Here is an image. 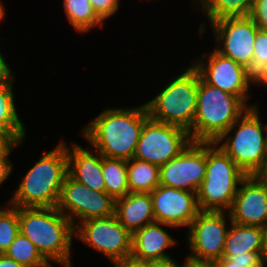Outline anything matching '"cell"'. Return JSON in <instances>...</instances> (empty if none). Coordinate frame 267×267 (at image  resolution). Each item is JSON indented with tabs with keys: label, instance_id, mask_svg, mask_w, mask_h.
Instances as JSON below:
<instances>
[{
	"label": "cell",
	"instance_id": "52a82bcc",
	"mask_svg": "<svg viewBox=\"0 0 267 267\" xmlns=\"http://www.w3.org/2000/svg\"><path fill=\"white\" fill-rule=\"evenodd\" d=\"M199 79V72L190 65L170 80L156 97L145 103L149 117L189 131L196 114Z\"/></svg>",
	"mask_w": 267,
	"mask_h": 267
},
{
	"label": "cell",
	"instance_id": "7a4b0ae2",
	"mask_svg": "<svg viewBox=\"0 0 267 267\" xmlns=\"http://www.w3.org/2000/svg\"><path fill=\"white\" fill-rule=\"evenodd\" d=\"M19 232L50 263L71 267L72 222L56 207H18Z\"/></svg>",
	"mask_w": 267,
	"mask_h": 267
},
{
	"label": "cell",
	"instance_id": "836d02e7",
	"mask_svg": "<svg viewBox=\"0 0 267 267\" xmlns=\"http://www.w3.org/2000/svg\"><path fill=\"white\" fill-rule=\"evenodd\" d=\"M16 140L6 131L0 130V155L4 154Z\"/></svg>",
	"mask_w": 267,
	"mask_h": 267
},
{
	"label": "cell",
	"instance_id": "cb8c5ba5",
	"mask_svg": "<svg viewBox=\"0 0 267 267\" xmlns=\"http://www.w3.org/2000/svg\"><path fill=\"white\" fill-rule=\"evenodd\" d=\"M102 173L105 192L114 200L129 193L126 160L106 158L102 155Z\"/></svg>",
	"mask_w": 267,
	"mask_h": 267
},
{
	"label": "cell",
	"instance_id": "83f0119b",
	"mask_svg": "<svg viewBox=\"0 0 267 267\" xmlns=\"http://www.w3.org/2000/svg\"><path fill=\"white\" fill-rule=\"evenodd\" d=\"M267 67V31L258 30L254 42V53L248 72L255 77Z\"/></svg>",
	"mask_w": 267,
	"mask_h": 267
},
{
	"label": "cell",
	"instance_id": "277c9868",
	"mask_svg": "<svg viewBox=\"0 0 267 267\" xmlns=\"http://www.w3.org/2000/svg\"><path fill=\"white\" fill-rule=\"evenodd\" d=\"M259 115L258 105L250 107L214 142L246 176L261 175L267 166V124Z\"/></svg>",
	"mask_w": 267,
	"mask_h": 267
},
{
	"label": "cell",
	"instance_id": "603a6c76",
	"mask_svg": "<svg viewBox=\"0 0 267 267\" xmlns=\"http://www.w3.org/2000/svg\"><path fill=\"white\" fill-rule=\"evenodd\" d=\"M202 4L200 9L211 22L229 18L249 16L254 0H194Z\"/></svg>",
	"mask_w": 267,
	"mask_h": 267
},
{
	"label": "cell",
	"instance_id": "6da1fadb",
	"mask_svg": "<svg viewBox=\"0 0 267 267\" xmlns=\"http://www.w3.org/2000/svg\"><path fill=\"white\" fill-rule=\"evenodd\" d=\"M149 118L146 105L108 108L82 129V136L106 158L128 161L134 157L141 129Z\"/></svg>",
	"mask_w": 267,
	"mask_h": 267
},
{
	"label": "cell",
	"instance_id": "5bb4252c",
	"mask_svg": "<svg viewBox=\"0 0 267 267\" xmlns=\"http://www.w3.org/2000/svg\"><path fill=\"white\" fill-rule=\"evenodd\" d=\"M210 24L218 45L215 49L248 69L252 63L254 42L259 30L254 21L249 16L229 17Z\"/></svg>",
	"mask_w": 267,
	"mask_h": 267
},
{
	"label": "cell",
	"instance_id": "74e56055",
	"mask_svg": "<svg viewBox=\"0 0 267 267\" xmlns=\"http://www.w3.org/2000/svg\"><path fill=\"white\" fill-rule=\"evenodd\" d=\"M0 267H26V266L17 263L15 260L6 256L5 254H0Z\"/></svg>",
	"mask_w": 267,
	"mask_h": 267
},
{
	"label": "cell",
	"instance_id": "f35d334b",
	"mask_svg": "<svg viewBox=\"0 0 267 267\" xmlns=\"http://www.w3.org/2000/svg\"><path fill=\"white\" fill-rule=\"evenodd\" d=\"M254 83L255 85H267V67L254 77Z\"/></svg>",
	"mask_w": 267,
	"mask_h": 267
},
{
	"label": "cell",
	"instance_id": "1f68e13d",
	"mask_svg": "<svg viewBox=\"0 0 267 267\" xmlns=\"http://www.w3.org/2000/svg\"><path fill=\"white\" fill-rule=\"evenodd\" d=\"M23 141H16L4 154L0 155V185L5 182L9 175L13 172V164L8 155L18 145H22Z\"/></svg>",
	"mask_w": 267,
	"mask_h": 267
},
{
	"label": "cell",
	"instance_id": "d590c367",
	"mask_svg": "<svg viewBox=\"0 0 267 267\" xmlns=\"http://www.w3.org/2000/svg\"><path fill=\"white\" fill-rule=\"evenodd\" d=\"M179 264L173 258L149 261V267H181V264Z\"/></svg>",
	"mask_w": 267,
	"mask_h": 267
},
{
	"label": "cell",
	"instance_id": "44dd1931",
	"mask_svg": "<svg viewBox=\"0 0 267 267\" xmlns=\"http://www.w3.org/2000/svg\"><path fill=\"white\" fill-rule=\"evenodd\" d=\"M127 176L130 193H151L160 185L159 167L147 161L129 159Z\"/></svg>",
	"mask_w": 267,
	"mask_h": 267
},
{
	"label": "cell",
	"instance_id": "e575fe53",
	"mask_svg": "<svg viewBox=\"0 0 267 267\" xmlns=\"http://www.w3.org/2000/svg\"><path fill=\"white\" fill-rule=\"evenodd\" d=\"M181 267H215L213 261L197 260L186 256Z\"/></svg>",
	"mask_w": 267,
	"mask_h": 267
},
{
	"label": "cell",
	"instance_id": "7bdbcfd3",
	"mask_svg": "<svg viewBox=\"0 0 267 267\" xmlns=\"http://www.w3.org/2000/svg\"><path fill=\"white\" fill-rule=\"evenodd\" d=\"M3 3H1L0 0V21L3 19V17L5 16V7H3L4 5H2Z\"/></svg>",
	"mask_w": 267,
	"mask_h": 267
},
{
	"label": "cell",
	"instance_id": "484cf974",
	"mask_svg": "<svg viewBox=\"0 0 267 267\" xmlns=\"http://www.w3.org/2000/svg\"><path fill=\"white\" fill-rule=\"evenodd\" d=\"M4 254L26 267H52L36 246L20 232Z\"/></svg>",
	"mask_w": 267,
	"mask_h": 267
},
{
	"label": "cell",
	"instance_id": "8fae6325",
	"mask_svg": "<svg viewBox=\"0 0 267 267\" xmlns=\"http://www.w3.org/2000/svg\"><path fill=\"white\" fill-rule=\"evenodd\" d=\"M202 55L203 57L198 58L199 60L192 64V66L199 72L200 77L207 84L219 88L226 93L238 96L249 108L257 106L256 104H247L250 99L248 92L250 85L254 84V77L245 66L222 55L216 49L209 55L205 53Z\"/></svg>",
	"mask_w": 267,
	"mask_h": 267
},
{
	"label": "cell",
	"instance_id": "4dcf8cb0",
	"mask_svg": "<svg viewBox=\"0 0 267 267\" xmlns=\"http://www.w3.org/2000/svg\"><path fill=\"white\" fill-rule=\"evenodd\" d=\"M229 262L239 265H265L263 252H244L236 256H222Z\"/></svg>",
	"mask_w": 267,
	"mask_h": 267
},
{
	"label": "cell",
	"instance_id": "e0dca14e",
	"mask_svg": "<svg viewBox=\"0 0 267 267\" xmlns=\"http://www.w3.org/2000/svg\"><path fill=\"white\" fill-rule=\"evenodd\" d=\"M70 147L72 149L66 144L68 174L91 190L105 192L102 155L93 147L91 151L76 143H71Z\"/></svg>",
	"mask_w": 267,
	"mask_h": 267
},
{
	"label": "cell",
	"instance_id": "8d00e7d4",
	"mask_svg": "<svg viewBox=\"0 0 267 267\" xmlns=\"http://www.w3.org/2000/svg\"><path fill=\"white\" fill-rule=\"evenodd\" d=\"M215 267H265L266 265H239L229 262L226 258L214 261Z\"/></svg>",
	"mask_w": 267,
	"mask_h": 267
},
{
	"label": "cell",
	"instance_id": "f546056e",
	"mask_svg": "<svg viewBox=\"0 0 267 267\" xmlns=\"http://www.w3.org/2000/svg\"><path fill=\"white\" fill-rule=\"evenodd\" d=\"M249 17L259 30L267 31V0H254Z\"/></svg>",
	"mask_w": 267,
	"mask_h": 267
},
{
	"label": "cell",
	"instance_id": "7c38bea8",
	"mask_svg": "<svg viewBox=\"0 0 267 267\" xmlns=\"http://www.w3.org/2000/svg\"><path fill=\"white\" fill-rule=\"evenodd\" d=\"M226 218H230L229 212L200 211L198 213L188 227L187 240L192 252L189 257L213 262L222 258L230 228V225L227 227Z\"/></svg>",
	"mask_w": 267,
	"mask_h": 267
},
{
	"label": "cell",
	"instance_id": "7402d4cb",
	"mask_svg": "<svg viewBox=\"0 0 267 267\" xmlns=\"http://www.w3.org/2000/svg\"><path fill=\"white\" fill-rule=\"evenodd\" d=\"M14 79L0 89V130L8 132L16 141H24L26 129L15 106L12 89Z\"/></svg>",
	"mask_w": 267,
	"mask_h": 267
},
{
	"label": "cell",
	"instance_id": "9c48e42d",
	"mask_svg": "<svg viewBox=\"0 0 267 267\" xmlns=\"http://www.w3.org/2000/svg\"><path fill=\"white\" fill-rule=\"evenodd\" d=\"M56 208L73 224L74 228L87 219L114 215L115 200L106 192L91 190L66 174ZM80 219L76 223V218Z\"/></svg>",
	"mask_w": 267,
	"mask_h": 267
},
{
	"label": "cell",
	"instance_id": "30bf717a",
	"mask_svg": "<svg viewBox=\"0 0 267 267\" xmlns=\"http://www.w3.org/2000/svg\"><path fill=\"white\" fill-rule=\"evenodd\" d=\"M74 236L104 254L111 262L131 256L132 234L115 215L80 222L74 228Z\"/></svg>",
	"mask_w": 267,
	"mask_h": 267
},
{
	"label": "cell",
	"instance_id": "ab89813d",
	"mask_svg": "<svg viewBox=\"0 0 267 267\" xmlns=\"http://www.w3.org/2000/svg\"><path fill=\"white\" fill-rule=\"evenodd\" d=\"M14 77L12 72H0V89Z\"/></svg>",
	"mask_w": 267,
	"mask_h": 267
},
{
	"label": "cell",
	"instance_id": "d6a6232c",
	"mask_svg": "<svg viewBox=\"0 0 267 267\" xmlns=\"http://www.w3.org/2000/svg\"><path fill=\"white\" fill-rule=\"evenodd\" d=\"M115 267H149V261L139 260L132 256L112 261Z\"/></svg>",
	"mask_w": 267,
	"mask_h": 267
},
{
	"label": "cell",
	"instance_id": "4fadbf2b",
	"mask_svg": "<svg viewBox=\"0 0 267 267\" xmlns=\"http://www.w3.org/2000/svg\"><path fill=\"white\" fill-rule=\"evenodd\" d=\"M206 166L207 142L191 141L178 156L159 167L160 185L197 193Z\"/></svg>",
	"mask_w": 267,
	"mask_h": 267
},
{
	"label": "cell",
	"instance_id": "ffe728a7",
	"mask_svg": "<svg viewBox=\"0 0 267 267\" xmlns=\"http://www.w3.org/2000/svg\"><path fill=\"white\" fill-rule=\"evenodd\" d=\"M222 256H236L244 252H263L264 228L260 226L240 225L231 222Z\"/></svg>",
	"mask_w": 267,
	"mask_h": 267
},
{
	"label": "cell",
	"instance_id": "ee69618b",
	"mask_svg": "<svg viewBox=\"0 0 267 267\" xmlns=\"http://www.w3.org/2000/svg\"><path fill=\"white\" fill-rule=\"evenodd\" d=\"M260 176L267 182V166H266L264 172Z\"/></svg>",
	"mask_w": 267,
	"mask_h": 267
},
{
	"label": "cell",
	"instance_id": "b9f144b4",
	"mask_svg": "<svg viewBox=\"0 0 267 267\" xmlns=\"http://www.w3.org/2000/svg\"><path fill=\"white\" fill-rule=\"evenodd\" d=\"M263 258L265 264H267V227L264 228V250H263Z\"/></svg>",
	"mask_w": 267,
	"mask_h": 267
},
{
	"label": "cell",
	"instance_id": "4316f807",
	"mask_svg": "<svg viewBox=\"0 0 267 267\" xmlns=\"http://www.w3.org/2000/svg\"><path fill=\"white\" fill-rule=\"evenodd\" d=\"M0 208V254H4L19 233L18 207Z\"/></svg>",
	"mask_w": 267,
	"mask_h": 267
},
{
	"label": "cell",
	"instance_id": "ac0fdd59",
	"mask_svg": "<svg viewBox=\"0 0 267 267\" xmlns=\"http://www.w3.org/2000/svg\"><path fill=\"white\" fill-rule=\"evenodd\" d=\"M161 225V226H160ZM163 226H170L160 222L145 225L132 234L131 256L144 261H156L171 258L165 251L176 245L174 239Z\"/></svg>",
	"mask_w": 267,
	"mask_h": 267
},
{
	"label": "cell",
	"instance_id": "9a60e30c",
	"mask_svg": "<svg viewBox=\"0 0 267 267\" xmlns=\"http://www.w3.org/2000/svg\"><path fill=\"white\" fill-rule=\"evenodd\" d=\"M150 195L155 222L189 227L200 212L195 192L159 185Z\"/></svg>",
	"mask_w": 267,
	"mask_h": 267
},
{
	"label": "cell",
	"instance_id": "d4e9b609",
	"mask_svg": "<svg viewBox=\"0 0 267 267\" xmlns=\"http://www.w3.org/2000/svg\"><path fill=\"white\" fill-rule=\"evenodd\" d=\"M63 6L68 21L79 33L90 31L93 27H102L103 22L95 13L89 0H64Z\"/></svg>",
	"mask_w": 267,
	"mask_h": 267
},
{
	"label": "cell",
	"instance_id": "ba28073f",
	"mask_svg": "<svg viewBox=\"0 0 267 267\" xmlns=\"http://www.w3.org/2000/svg\"><path fill=\"white\" fill-rule=\"evenodd\" d=\"M191 141L187 130L149 117L141 129L133 158L160 167L178 156Z\"/></svg>",
	"mask_w": 267,
	"mask_h": 267
},
{
	"label": "cell",
	"instance_id": "3957f363",
	"mask_svg": "<svg viewBox=\"0 0 267 267\" xmlns=\"http://www.w3.org/2000/svg\"><path fill=\"white\" fill-rule=\"evenodd\" d=\"M67 173L66 143L61 140L29 169L8 203L16 207H56Z\"/></svg>",
	"mask_w": 267,
	"mask_h": 267
},
{
	"label": "cell",
	"instance_id": "f1b7e54d",
	"mask_svg": "<svg viewBox=\"0 0 267 267\" xmlns=\"http://www.w3.org/2000/svg\"><path fill=\"white\" fill-rule=\"evenodd\" d=\"M97 16L104 22L115 14L119 8V0H89Z\"/></svg>",
	"mask_w": 267,
	"mask_h": 267
},
{
	"label": "cell",
	"instance_id": "d6986e66",
	"mask_svg": "<svg viewBox=\"0 0 267 267\" xmlns=\"http://www.w3.org/2000/svg\"><path fill=\"white\" fill-rule=\"evenodd\" d=\"M114 215L131 233L155 222L150 193H128L115 200Z\"/></svg>",
	"mask_w": 267,
	"mask_h": 267
},
{
	"label": "cell",
	"instance_id": "2e32d148",
	"mask_svg": "<svg viewBox=\"0 0 267 267\" xmlns=\"http://www.w3.org/2000/svg\"><path fill=\"white\" fill-rule=\"evenodd\" d=\"M229 211L231 222L267 227V182L260 175L246 176Z\"/></svg>",
	"mask_w": 267,
	"mask_h": 267
},
{
	"label": "cell",
	"instance_id": "60d3db41",
	"mask_svg": "<svg viewBox=\"0 0 267 267\" xmlns=\"http://www.w3.org/2000/svg\"><path fill=\"white\" fill-rule=\"evenodd\" d=\"M0 72H12L10 66L6 63L5 58L0 51Z\"/></svg>",
	"mask_w": 267,
	"mask_h": 267
},
{
	"label": "cell",
	"instance_id": "8992f818",
	"mask_svg": "<svg viewBox=\"0 0 267 267\" xmlns=\"http://www.w3.org/2000/svg\"><path fill=\"white\" fill-rule=\"evenodd\" d=\"M246 174L214 142H207L205 178L197 191L200 211L229 212Z\"/></svg>",
	"mask_w": 267,
	"mask_h": 267
},
{
	"label": "cell",
	"instance_id": "5b68a950",
	"mask_svg": "<svg viewBox=\"0 0 267 267\" xmlns=\"http://www.w3.org/2000/svg\"><path fill=\"white\" fill-rule=\"evenodd\" d=\"M248 109L238 96L211 86L200 77L196 114L188 131L191 140L215 142Z\"/></svg>",
	"mask_w": 267,
	"mask_h": 267
}]
</instances>
